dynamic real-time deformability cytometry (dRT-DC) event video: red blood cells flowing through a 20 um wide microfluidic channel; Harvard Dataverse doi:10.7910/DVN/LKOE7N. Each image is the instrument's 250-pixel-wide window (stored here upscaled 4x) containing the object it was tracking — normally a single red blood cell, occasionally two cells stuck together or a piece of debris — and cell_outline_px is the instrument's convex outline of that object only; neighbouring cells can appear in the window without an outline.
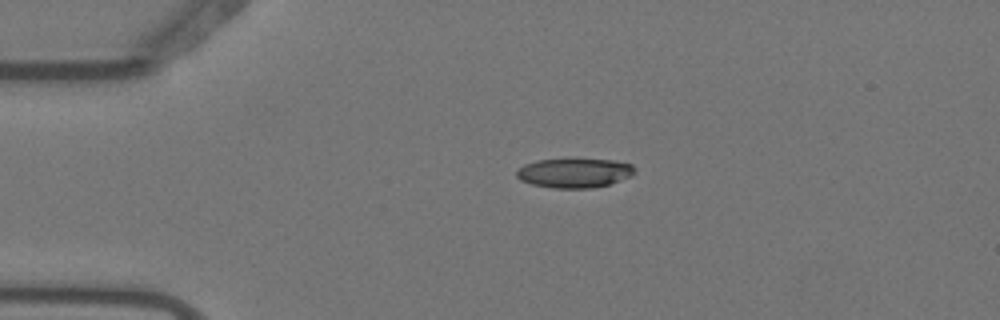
{"species": "Egyptian fruit bat (a non-hibernating species)", "species_latin": "Rousettus aegyptiacus", "temperature_condition": "warm", "stored_images_in_passage": 5, "segment_of_instrument_passage": [1, 2], "camera_frame_rate_fps": 3000, "um_per_image_px": 0.085, "animal": {"sex": "female"}, "frame": {"image": 1, "passage_image": 4, "time_ms": 1.0, "image_size_px": [1000, 320], "cell_outline_px": [[636, 172], [632, 176], [608, 184], [592, 188], [552, 188], [532, 184], [520, 180], [516, 176], [516, 172], [524, 164], [536, 160], [612, 160], [632, 164]], "centroid_in_image_um": [48.82, 14.71], "position_along_channel_um": 36.2, "area_um2": 20.0}}